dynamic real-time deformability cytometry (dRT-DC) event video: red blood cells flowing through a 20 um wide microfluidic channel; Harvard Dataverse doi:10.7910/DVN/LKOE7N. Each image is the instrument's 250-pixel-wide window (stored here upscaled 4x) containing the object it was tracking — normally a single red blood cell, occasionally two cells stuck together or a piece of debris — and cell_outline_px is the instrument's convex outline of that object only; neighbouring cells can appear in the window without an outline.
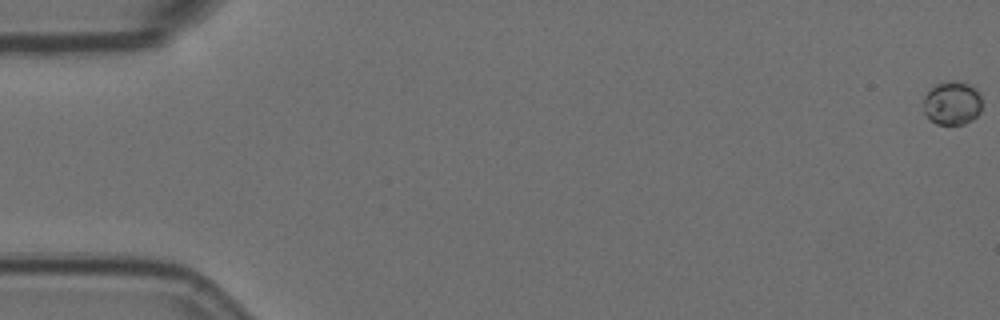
{"species": "Egyptian fruit bat (a non-hibernating species)", "species_latin": "Rousettus aegyptiacus", "temperature_condition": "room temperature", "stored_images_in_passage": 7, "camera_frame_rate_fps": 3000, "um_per_image_px": 0.085, "animal": {"sex": "female"}, "frame": {"image": 1, "passage_image": 1, "time_ms": 0.0, "image_size_px": [1000, 320], "cell_outline_px": [[980, 112], [972, 120], [964, 124], [936, 124], [924, 112], [924, 96], [936, 84], [944, 80], [960, 80], [976, 84], [980, 92]], "centroid_in_image_um": [80.98, 8.7], "position_along_channel_um": 4.0, "area_um2": 15.26}}
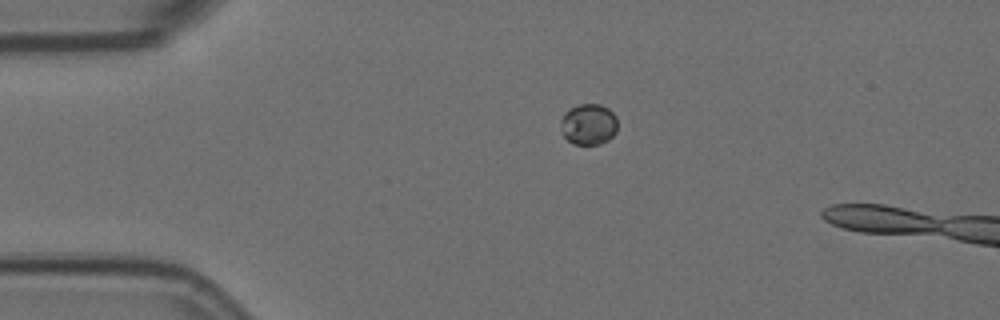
{"frame": {"image": 2, "passage_image": 5, "time_ms": 1.333, "image_size_px": [1000, 320], "cell_outline_px": [[616, 132], [608, 140], [600, 144], [572, 144], [564, 136], [560, 120], [564, 112], [580, 104], [600, 104], [608, 108], [616, 116]], "centroid_in_image_um": [50.03, 10.56], "position_along_channel_um": 35.0, "area_um2": 13.53}}